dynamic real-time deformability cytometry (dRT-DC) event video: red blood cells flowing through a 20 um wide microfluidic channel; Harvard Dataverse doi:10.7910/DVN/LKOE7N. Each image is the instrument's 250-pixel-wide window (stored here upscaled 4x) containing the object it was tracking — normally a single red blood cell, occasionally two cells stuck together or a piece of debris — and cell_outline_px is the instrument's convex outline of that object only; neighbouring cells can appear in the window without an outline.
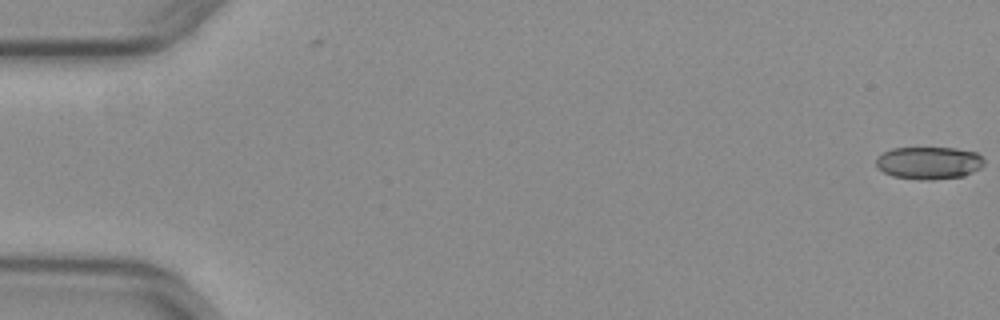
{"species": "common noctule bat (a hibernating species)", "species_latin": "Nyctalus noctula", "temperature_condition": "warm", "stored_images_in_passage": 49, "camera_frame_rate_fps": 3000, "um_per_image_px": 0.085, "animal": {"sex": "female", "body_mass_g": 29.2, "forearm_length_mm": 56.3}, "frame": {"image": 1, "passage_image": 1, "time_ms": 0.0, "image_size_px": [1000, 320], "cell_outline_px": [[984, 164], [980, 168], [964, 176], [932, 180], [920, 180], [892, 176], [876, 168], [876, 160], [884, 152], [892, 148], [956, 148], [976, 152], [984, 160]], "centroid_in_image_um": [78.96, 13.85], "position_along_channel_um": 6.0, "area_um2": 20.52}}
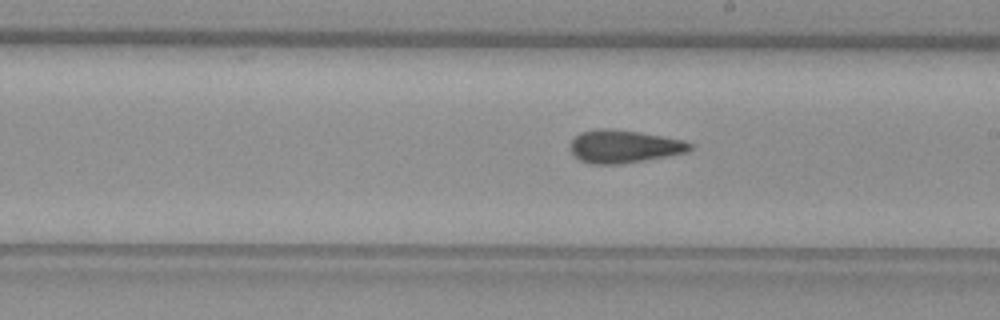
{"frame": {"image": 2, "passage_image": 31, "time_ms": 10.0, "image_size_px": [1000, 320], "cell_outline_px": [[692, 148], [688, 152], [624, 164], [588, 164], [572, 156], [572, 140], [580, 132], [596, 128], [608, 128], [640, 132], [684, 140], [692, 144]], "centroid_in_image_um": [53.03, 12.45], "position_along_channel_um": 236.0, "area_um2": 23.06}}
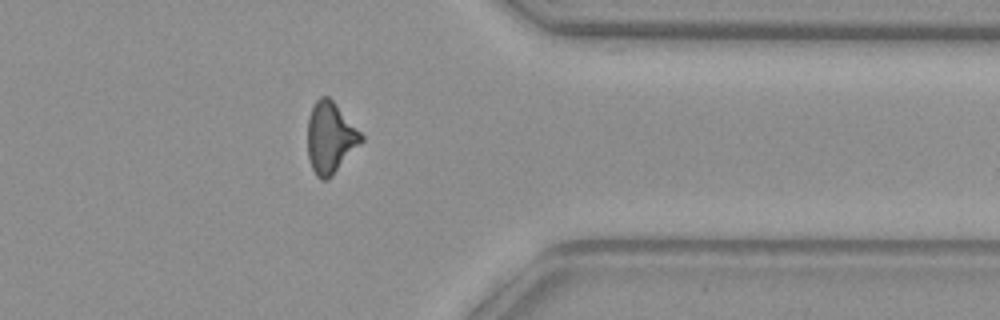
{"frame": {"image": 3, "passage_image": 43, "time_ms": 14.0, "image_size_px": [1000, 320], "cell_outline_px": [[364, 140], [332, 176], [328, 180], [320, 180], [316, 176], [312, 168], [308, 156], [308, 116], [312, 104], [320, 96], [328, 96], [336, 104], [364, 136]], "centroid_in_image_um": [28.06, 11.71], "position_along_channel_um": 383.3, "area_um2": 22.31}}